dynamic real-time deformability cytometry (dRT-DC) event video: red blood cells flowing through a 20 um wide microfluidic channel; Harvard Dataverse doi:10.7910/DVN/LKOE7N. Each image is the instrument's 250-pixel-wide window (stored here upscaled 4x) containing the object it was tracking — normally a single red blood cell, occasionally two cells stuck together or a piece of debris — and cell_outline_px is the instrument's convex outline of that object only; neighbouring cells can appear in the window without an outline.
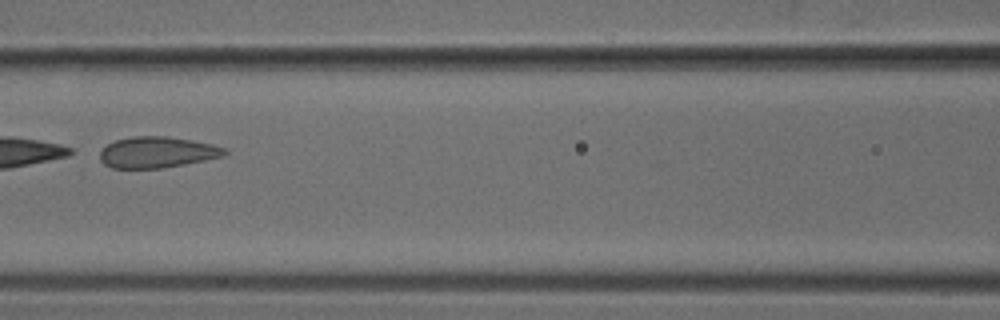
{"species": "common noctule bat (a hibernating species)", "species_latin": "Nyctalus noctula", "temperature_condition": "cold", "stored_images_in_passage": 28, "camera_frame_rate_fps": 3000, "um_per_image_px": 0.085, "animal": {"sex": "male", "body_mass_g": 18.8}, "frame": {"image": 1, "passage_image": 23, "time_ms": 7.333, "image_size_px": [1000, 320], "cell_outline_px": [[228, 152], [224, 156], [184, 164], [160, 168], [112, 168], [104, 164], [100, 160], [100, 152], [108, 144], [116, 140], [132, 136], [168, 136], [192, 140], [212, 144], [224, 148]], "centroid_in_image_um": [13.35, 12.94], "position_along_channel_um": 153.2, "area_um2": 22.48}}